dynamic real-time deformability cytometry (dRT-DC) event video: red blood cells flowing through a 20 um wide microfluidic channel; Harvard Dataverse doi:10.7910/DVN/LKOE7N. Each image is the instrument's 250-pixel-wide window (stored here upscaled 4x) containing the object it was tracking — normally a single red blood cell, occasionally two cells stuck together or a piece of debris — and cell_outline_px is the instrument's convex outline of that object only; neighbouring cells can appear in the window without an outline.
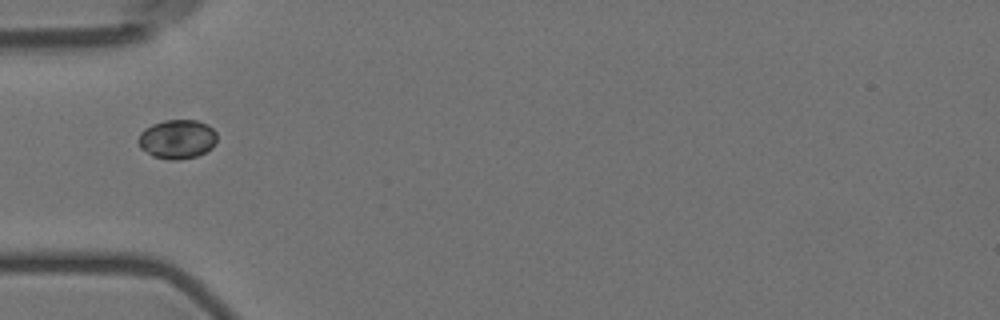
{"species": "Egyptian fruit bat (a non-hibernating species)", "species_latin": "Rousettus aegyptiacus", "temperature_condition": "room temperature", "stored_images_in_passage": 3, "camera_frame_rate_fps": 3000, "um_per_image_px": 0.085, "animal": {"sex": "female"}, "frame": {"image": 1, "passage_image": 1, "time_ms": 0.0, "image_size_px": [1000, 320], "cell_outline_px": [[216, 140], [212, 148], [196, 156], [176, 160], [168, 160], [152, 156], [140, 148], [136, 140], [140, 132], [144, 128], [152, 124], [164, 120], [196, 120], [208, 124], [216, 132]], "centroid_in_image_um": [15.02, 11.82], "position_along_channel_um": 70.0, "area_um2": 18.15}}
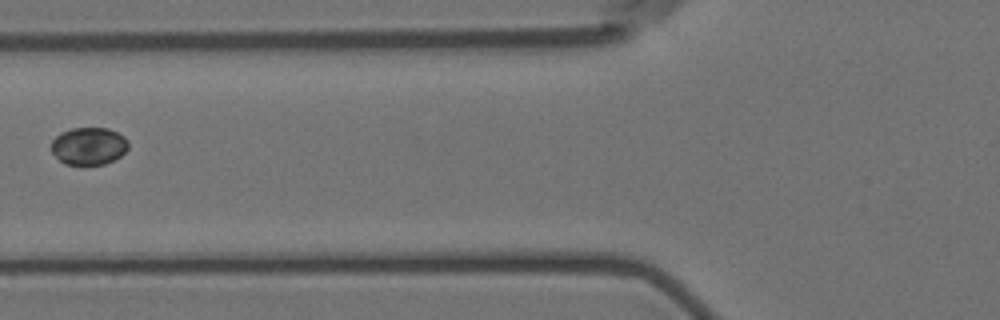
{"frame": {"image": 2, "passage_image": 2, "time_ms": 1.333, "image_size_px": [1000, 320], "cell_outline_px": [[128, 148], [120, 156], [104, 164], [64, 164], [52, 152], [52, 140], [60, 132], [72, 128], [108, 128], [124, 136], [128, 140]], "centroid_in_image_um": [7.54, 12.4], "position_along_channel_um": 118.3, "area_um2": 16.7}}
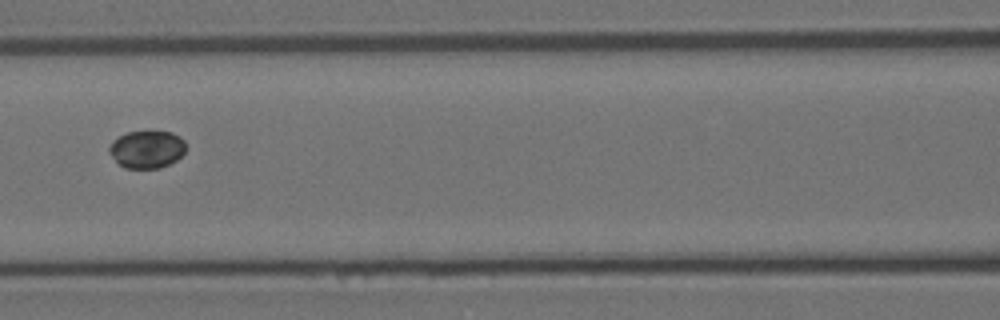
{"frame": {"image": 3, "passage_image": 3, "time_ms": 2.333, "image_size_px": [1000, 320], "cell_outline_px": [[184, 152], [176, 160], [160, 168], [124, 168], [108, 152], [108, 148], [112, 140], [128, 132], [172, 132], [180, 136], [184, 140]], "centroid_in_image_um": [12.47, 12.69], "position_along_channel_um": 154.1, "area_um2": 16.59}}